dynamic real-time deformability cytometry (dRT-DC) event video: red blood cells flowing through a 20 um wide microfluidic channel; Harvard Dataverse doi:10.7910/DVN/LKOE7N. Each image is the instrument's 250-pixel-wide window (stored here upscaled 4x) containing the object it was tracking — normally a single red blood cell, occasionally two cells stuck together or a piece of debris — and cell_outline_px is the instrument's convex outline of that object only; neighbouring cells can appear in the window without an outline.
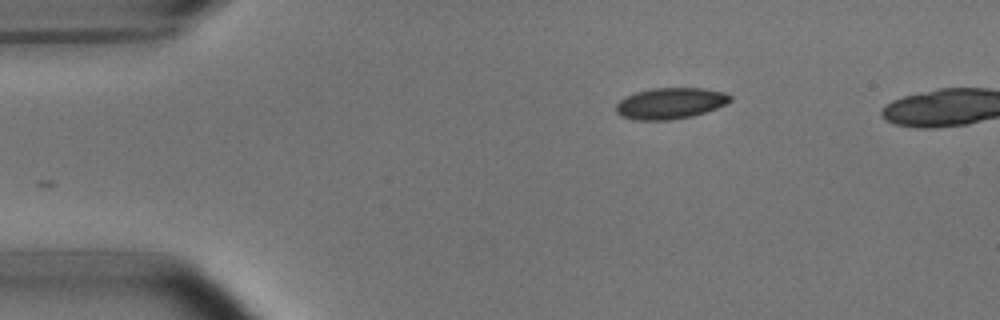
{"species": "common noctule bat (a hibernating species)", "species_latin": "Nyctalus noctula", "temperature_condition": "room temperature", "stored_images_in_passage": 35, "camera_frame_rate_fps": 3000, "um_per_image_px": 0.085, "animal": {"sex": "male", "body_mass_g": 15.6}, "frame": {"image": 1, "passage_image": 1, "time_ms": 0.0, "image_size_px": [1000, 320], "cell_outline_px": [[732, 100], [716, 108], [692, 116], [668, 120], [636, 120], [620, 116], [616, 112], [616, 104], [620, 100], [636, 92], [652, 88], [700, 88], [724, 92], [732, 96]], "centroid_in_image_um": [56.96, 8.78], "position_along_channel_um": 28.0, "area_um2": 20.58}}
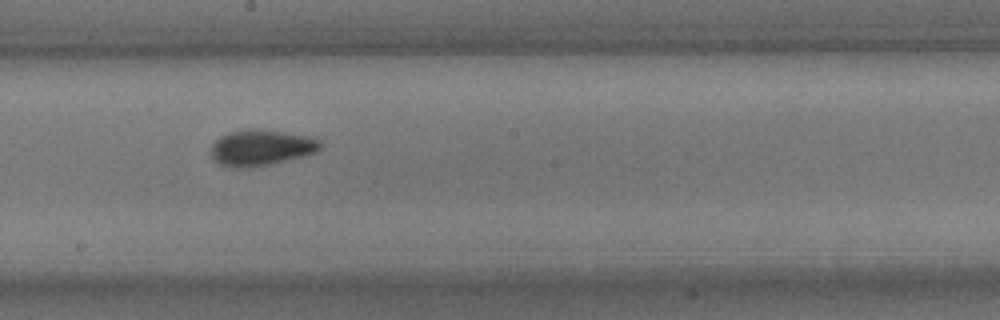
{"frame": {"image": 2, "passage_image": 21, "time_ms": 6.667, "image_size_px": [1000, 320], "cell_outline_px": [[320, 148], [316, 152], [304, 156], [268, 164], [244, 168], [232, 168], [220, 164], [212, 156], [212, 144], [220, 136], [228, 132], [248, 128], [252, 128], [280, 132], [304, 136], [320, 140]], "centroid_in_image_um": [22.15, 12.55], "position_along_channel_um": 226.0, "area_um2": 22.48}}
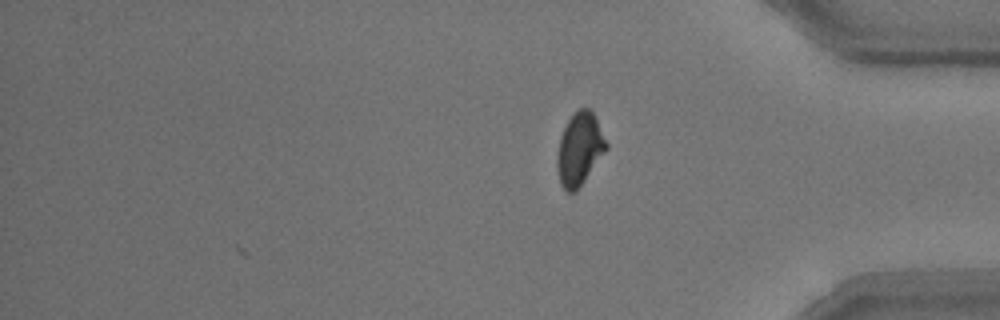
{"frame": {"image": 3, "passage_image": 35, "time_ms": 11.333, "image_size_px": [1000, 320], "cell_outline_px": [[608, 148], [576, 192], [568, 192], [560, 184], [556, 168], [556, 156], [560, 136], [568, 120], [580, 108], [588, 108], [596, 116], [608, 144]], "centroid_in_image_um": [49.26, 12.68], "position_along_channel_um": 385.9, "area_um2": 20.87}, "authors_computed_cell_mechanics": {"area_um2": 21.2126, "velocity_mm_per_s": 3.7629, "shape_relaxation_time_tau1_ms": 3.6438, "shape_relaxation_time_tau2_ms": 1.155, "deformation_change_tau1": 0.1212, "deformation_change_tau2": 0.0572}}